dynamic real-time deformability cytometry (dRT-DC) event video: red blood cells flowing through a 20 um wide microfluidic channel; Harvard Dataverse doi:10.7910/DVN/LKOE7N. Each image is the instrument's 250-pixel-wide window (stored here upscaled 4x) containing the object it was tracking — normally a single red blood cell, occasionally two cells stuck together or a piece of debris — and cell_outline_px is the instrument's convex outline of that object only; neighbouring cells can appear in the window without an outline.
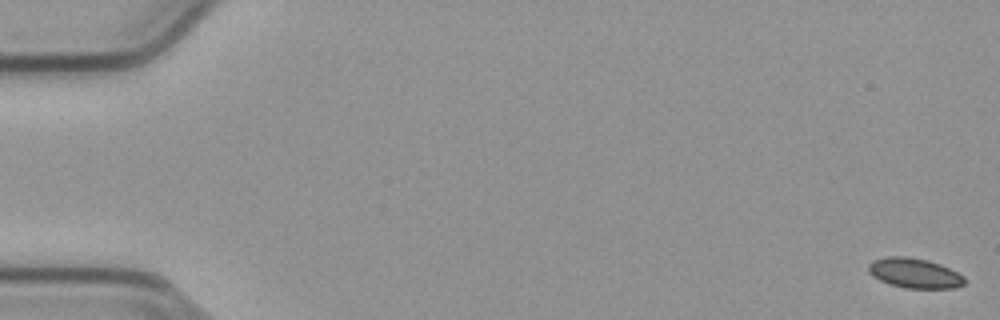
{"species": "common noctule bat (a hibernating species)", "species_latin": "Nyctalus noctula", "temperature_condition": "cold", "stored_images_in_passage": 12, "camera_frame_rate_fps": 3000, "um_per_image_px": 0.085, "animal": {"sex": "male", "body_mass_g": 23.1, "forearm_length_mm": 52.7}, "frame": {"image": 1, "passage_image": 1, "time_ms": 0.0, "image_size_px": [1000, 320], "cell_outline_px": [[964, 284], [956, 288], [908, 288], [892, 284], [880, 280], [872, 276], [868, 272], [868, 264], [876, 260], [888, 256], [904, 256], [928, 260], [940, 264], [964, 276]], "centroid_in_image_um": [77.74, 23.21], "position_along_channel_um": 7.3, "area_um2": 16.53}}